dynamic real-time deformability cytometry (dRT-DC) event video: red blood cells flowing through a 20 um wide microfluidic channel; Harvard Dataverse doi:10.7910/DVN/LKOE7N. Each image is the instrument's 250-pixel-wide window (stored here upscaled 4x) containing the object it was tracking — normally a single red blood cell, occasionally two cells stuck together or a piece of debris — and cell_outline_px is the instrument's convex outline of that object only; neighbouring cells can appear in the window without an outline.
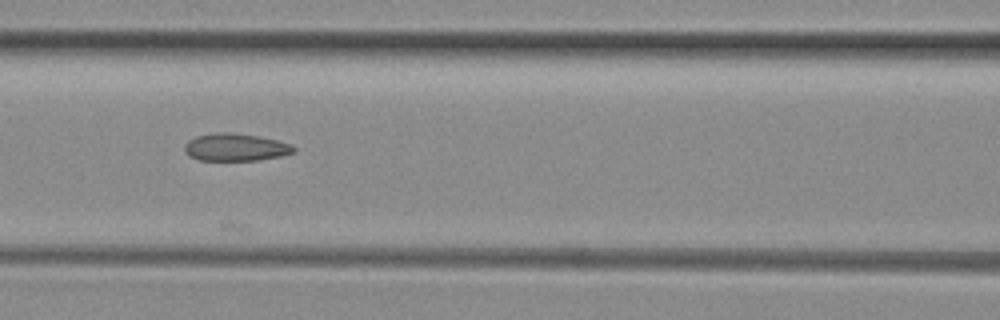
{"species": "common noctule bat (a hibernating species)", "species_latin": "Nyctalus noctula", "temperature_condition": "room temperature", "stored_images_in_passage": 6, "camera_frame_rate_fps": 3000, "um_per_image_px": 0.085, "animal": {"sex": "female", "body_mass_g": 29.2, "forearm_length_mm": 56.3}, "frame": {"image": 1, "passage_image": 5, "time_ms": 1.333, "image_size_px": [1000, 320], "cell_outline_px": [[296, 152], [280, 156], [256, 160], [200, 160], [188, 156], [184, 152], [184, 144], [188, 140], [196, 136], [216, 132], [228, 132], [260, 136], [292, 144], [296, 148]], "centroid_in_image_um": [20.01, 12.51], "position_along_channel_um": 146.6, "area_um2": 17.63}}